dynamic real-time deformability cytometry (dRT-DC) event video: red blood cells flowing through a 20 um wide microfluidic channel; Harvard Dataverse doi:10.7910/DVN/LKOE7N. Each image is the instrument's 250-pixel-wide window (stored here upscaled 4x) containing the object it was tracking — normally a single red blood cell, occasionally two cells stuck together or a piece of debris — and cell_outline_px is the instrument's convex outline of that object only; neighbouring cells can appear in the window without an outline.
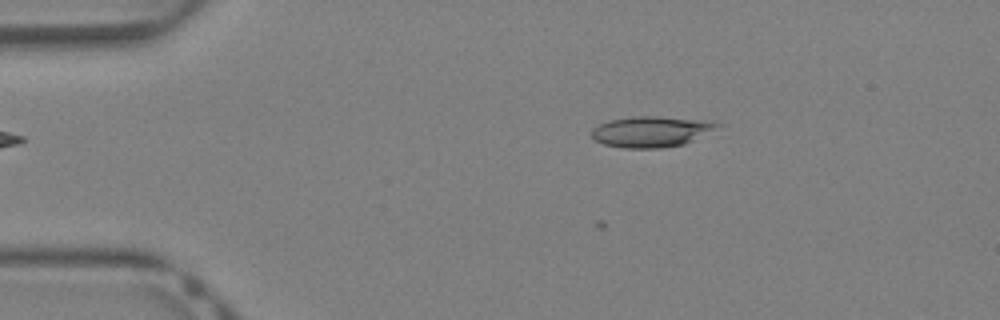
{"species": "Egyptian fruit bat (a non-hibernating species)", "species_latin": "Rousettus aegyptiacus", "temperature_condition": "warm", "stored_images_in_passage": 6, "camera_frame_rate_fps": 3000, "um_per_image_px": 0.085, "animal": {"sex": "female"}, "frame": {"image": 1, "passage_image": 6, "time_ms": 1.667, "image_size_px": [1000, 320], "cell_outline_px": [[724, 124], [684, 144], [660, 148], [624, 148], [604, 144], [592, 140], [592, 128], [608, 120], [632, 116], [656, 116], [704, 120]], "centroid_in_image_um": [55.3, 11.18], "position_along_channel_um": 29.7, "area_um2": 22.48}}